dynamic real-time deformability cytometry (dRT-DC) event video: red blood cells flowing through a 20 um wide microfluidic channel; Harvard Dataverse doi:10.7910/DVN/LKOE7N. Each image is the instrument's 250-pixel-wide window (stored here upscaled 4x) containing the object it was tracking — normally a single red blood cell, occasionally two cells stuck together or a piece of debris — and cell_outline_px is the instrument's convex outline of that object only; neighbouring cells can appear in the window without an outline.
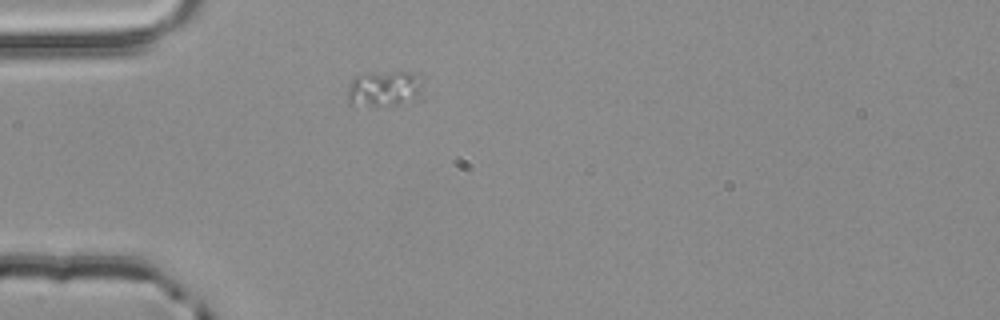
{"species": "common noctule bat (a hibernating species)", "species_latin": "Nyctalus noctula", "temperature_condition": "room temperature", "stored_images_in_passage": 1, "camera_frame_rate_fps": 3000, "um_per_image_px": 0.085, "animal": {"sex": "male", "body_mass_g": 20.4}, "frame": {"image": 1, "passage_image": 1, "time_ms": 0.0, "image_size_px": [1000, 320], "cell_outline_px": [[424, 80], [412, 92], [396, 104], [348, 104], [348, 88], [352, 80], [356, 76], [368, 72], [420, 72], [424, 76]], "centroid_in_image_um": [32.55, 7.42], "position_along_channel_um": 52.5, "area_um2": 14.57}}